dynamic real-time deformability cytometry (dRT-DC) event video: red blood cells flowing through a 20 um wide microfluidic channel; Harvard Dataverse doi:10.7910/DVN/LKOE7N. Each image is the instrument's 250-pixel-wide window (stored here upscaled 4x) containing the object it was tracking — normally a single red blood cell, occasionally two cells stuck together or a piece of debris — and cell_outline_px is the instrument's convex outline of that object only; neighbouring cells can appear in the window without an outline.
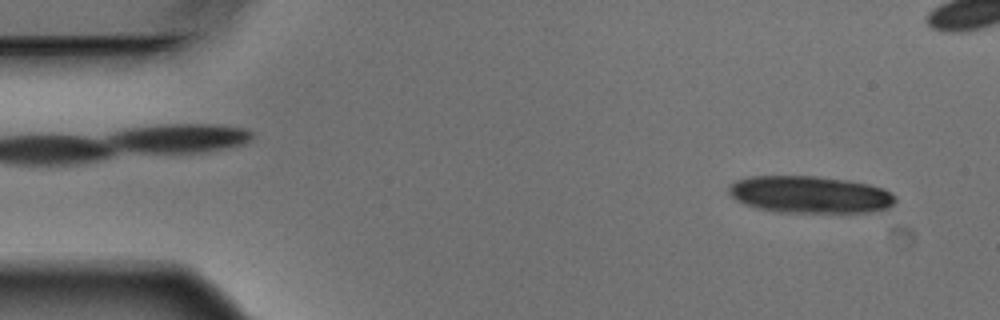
{"species": "Egyptian fruit bat (a non-hibernating species)", "species_latin": "Rousettus aegyptiacus", "temperature_condition": "warm", "stored_images_in_passage": 4, "camera_frame_rate_fps": 3000, "um_per_image_px": 0.085, "animal": {"sex": "male"}, "frame": {"image": 1, "passage_image": 4, "time_ms": 1.0, "image_size_px": [1000, 320], "cell_outline_px": [[896, 200], [888, 208], [868, 212], [776, 212], [744, 204], [736, 200], [728, 192], [728, 188], [736, 180], [748, 176], [812, 176], [848, 180], [868, 184], [880, 188], [896, 196]], "centroid_in_image_um": [68.81, 16.53], "position_along_channel_um": 16.2, "area_um2": 35.78}}